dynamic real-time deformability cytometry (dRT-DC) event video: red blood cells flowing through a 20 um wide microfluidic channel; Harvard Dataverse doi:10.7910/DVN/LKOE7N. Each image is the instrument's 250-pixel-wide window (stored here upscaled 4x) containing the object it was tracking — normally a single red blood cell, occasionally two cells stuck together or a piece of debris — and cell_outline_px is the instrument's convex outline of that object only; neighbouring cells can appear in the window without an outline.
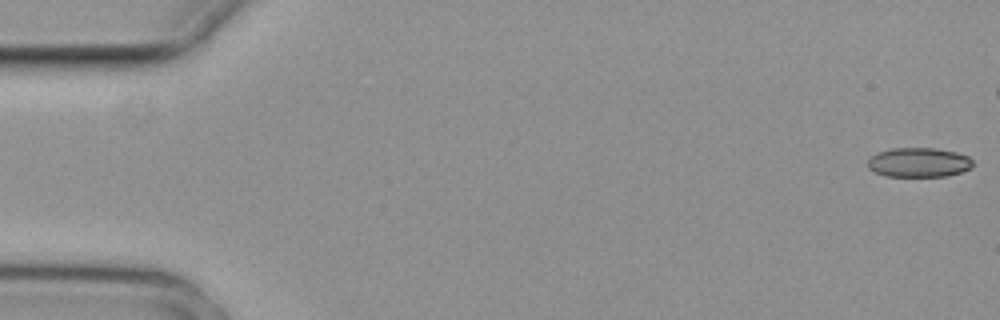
{"species": "common noctule bat (a hibernating species)", "species_latin": "Nyctalus noctula", "temperature_condition": "cold", "stored_images_in_passage": 9, "camera_frame_rate_fps": 3000, "um_per_image_px": 0.085, "animal": {"sex": "female", "body_mass_g": 29.2, "forearm_length_mm": 56.3}, "frame": {"image": 1, "passage_image": 1, "time_ms": 0.0, "image_size_px": [1000, 320], "cell_outline_px": [[972, 168], [948, 176], [884, 176], [868, 168], [868, 160], [876, 152], [892, 148], [936, 148], [956, 152], [968, 156], [972, 160]], "centroid_in_image_um": [78.09, 13.8], "position_along_channel_um": 6.9, "area_um2": 18.09}}
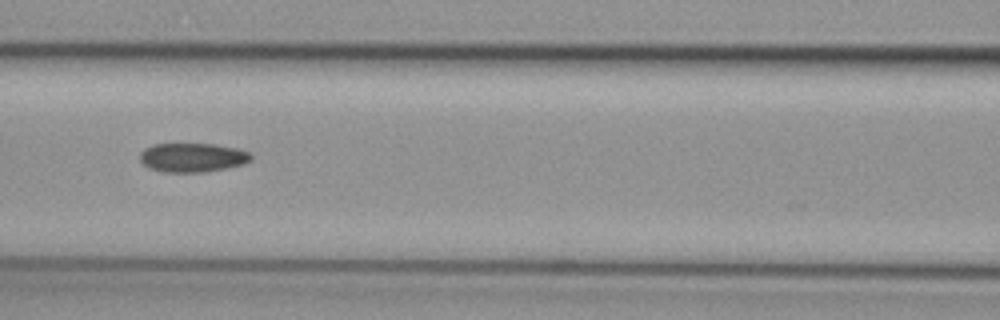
{"frame": {"image": 2, "passage_image": 7, "time_ms": 2.0, "image_size_px": [1000, 320], "cell_outline_px": [[252, 160], [244, 164], [228, 168], [204, 172], [160, 172], [148, 168], [140, 160], [140, 152], [144, 148], [152, 144], [216, 144], [240, 148], [252, 152]], "centroid_in_image_um": [16.4, 13.38], "position_along_channel_um": 150.2, "area_um2": 19.25}}
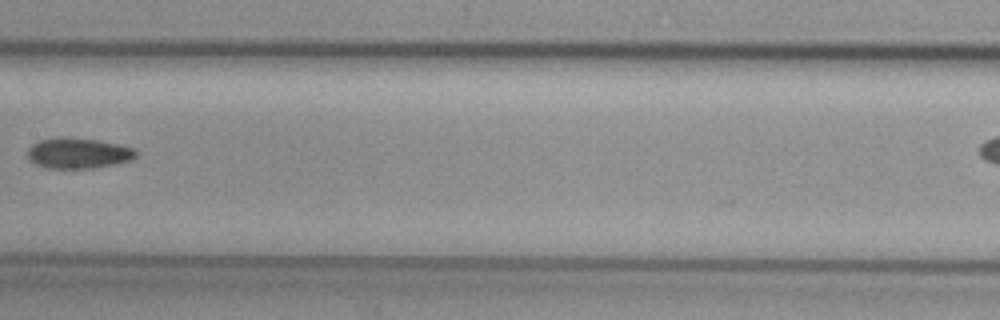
{"frame": {"image": 3, "passage_image": 8, "time_ms": 2.333, "image_size_px": [1000, 320], "cell_outline_px": [[136, 156], [128, 160], [112, 164], [92, 168], [48, 168], [36, 164], [28, 160], [28, 148], [32, 144], [40, 140], [64, 136], [100, 140], [120, 144], [136, 148]], "centroid_in_image_um": [6.63, 13.0], "position_along_channel_um": 200.8, "area_um2": 19.36}}